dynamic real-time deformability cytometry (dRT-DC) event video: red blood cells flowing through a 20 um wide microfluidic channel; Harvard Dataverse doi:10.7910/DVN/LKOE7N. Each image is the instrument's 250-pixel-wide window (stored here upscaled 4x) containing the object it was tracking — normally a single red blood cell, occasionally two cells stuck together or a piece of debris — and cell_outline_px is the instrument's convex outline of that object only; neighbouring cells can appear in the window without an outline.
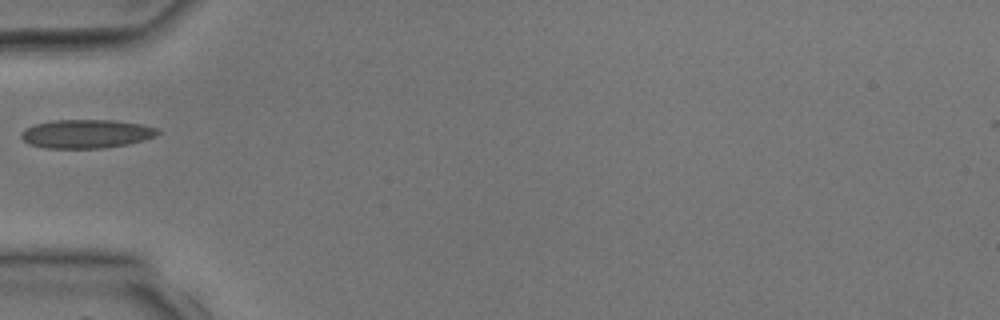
{"species": "common noctule bat (a hibernating species)", "species_latin": "Nyctalus noctula", "temperature_condition": "room temperature", "stored_images_in_passage": 1, "camera_frame_rate_fps": 3000, "um_per_image_px": 0.085, "animal": {"sex": "male", "body_mass_g": 17.9, "forearm_length_mm": 54.2}, "frame": {"image": 1, "passage_image": 1, "time_ms": 0.0, "image_size_px": [1000, 320], "cell_outline_px": [[160, 132], [156, 136], [144, 140], [128, 144], [104, 148], [44, 148], [28, 144], [20, 136], [20, 132], [24, 128], [36, 124], [52, 120], [116, 120], [144, 124], [156, 128]], "centroid_in_image_um": [7.33, 11.37], "position_along_channel_um": 77.7, "area_um2": 23.06}}